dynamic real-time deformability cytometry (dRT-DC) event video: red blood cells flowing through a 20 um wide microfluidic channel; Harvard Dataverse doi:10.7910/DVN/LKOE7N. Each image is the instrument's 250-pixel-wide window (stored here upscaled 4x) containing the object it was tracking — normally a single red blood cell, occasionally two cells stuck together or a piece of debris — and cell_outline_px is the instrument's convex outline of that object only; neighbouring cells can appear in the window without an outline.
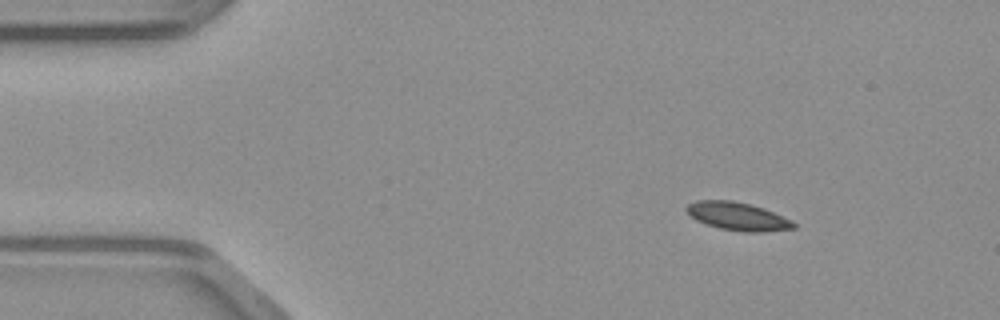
{"species": "common noctule bat (a hibernating species)", "species_latin": "Nyctalus noctula", "temperature_condition": "warm", "stored_images_in_passage": 49, "camera_frame_rate_fps": 3000, "um_per_image_px": 0.085, "animal": {"sex": "male", "body_mass_g": 23.1, "forearm_length_mm": 52.7}, "frame": {"image": 1, "passage_image": 7, "time_ms": 2.0, "image_size_px": [1000, 320], "cell_outline_px": [[796, 228], [764, 232], [744, 232], [720, 228], [696, 220], [684, 208], [688, 204], [696, 200], [732, 200], [752, 204], [764, 208], [792, 220], [796, 224]], "centroid_in_image_um": [62.73, 18.38], "position_along_channel_um": 22.3, "area_um2": 17.57}}
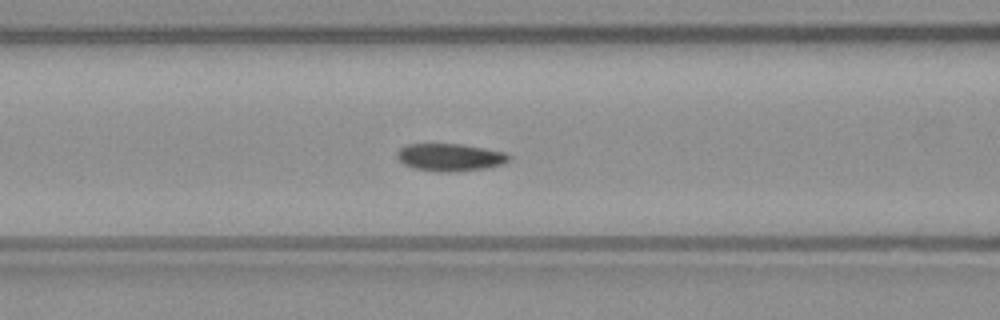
{"frame": {"image": 2, "passage_image": 20, "time_ms": 6.333, "image_size_px": [1000, 320], "cell_outline_px": [[512, 156], [504, 164], [484, 168], [452, 172], [440, 172], [416, 168], [404, 164], [396, 156], [396, 152], [400, 148], [408, 144], [460, 144], [484, 148], [504, 152]], "centroid_in_image_um": [38.26, 13.36], "position_along_channel_um": 128.3, "area_um2": 17.8}}
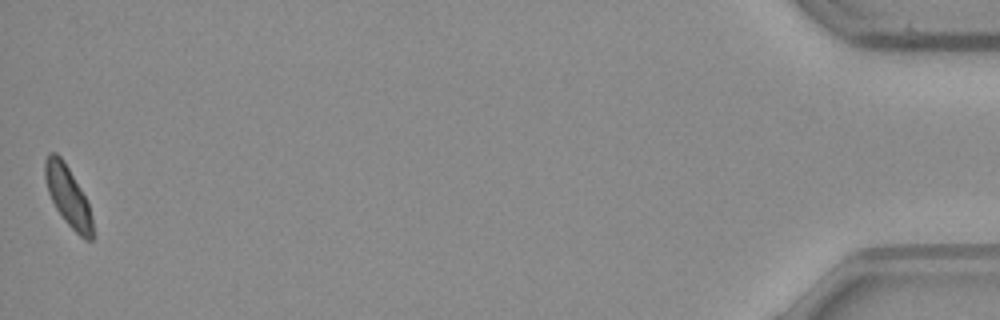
{"frame": {"image": 3, "passage_image": 49, "time_ms": 16.0, "image_size_px": [1000, 320], "cell_outline_px": [[96, 236], [92, 240], [84, 240], [64, 220], [56, 208], [48, 192], [44, 176], [44, 160], [48, 152], [56, 152], [64, 160], [80, 188], [88, 204]], "centroid_in_image_um": [5.78, 16.68], "position_along_channel_um": 429.4, "area_um2": 16.76}}